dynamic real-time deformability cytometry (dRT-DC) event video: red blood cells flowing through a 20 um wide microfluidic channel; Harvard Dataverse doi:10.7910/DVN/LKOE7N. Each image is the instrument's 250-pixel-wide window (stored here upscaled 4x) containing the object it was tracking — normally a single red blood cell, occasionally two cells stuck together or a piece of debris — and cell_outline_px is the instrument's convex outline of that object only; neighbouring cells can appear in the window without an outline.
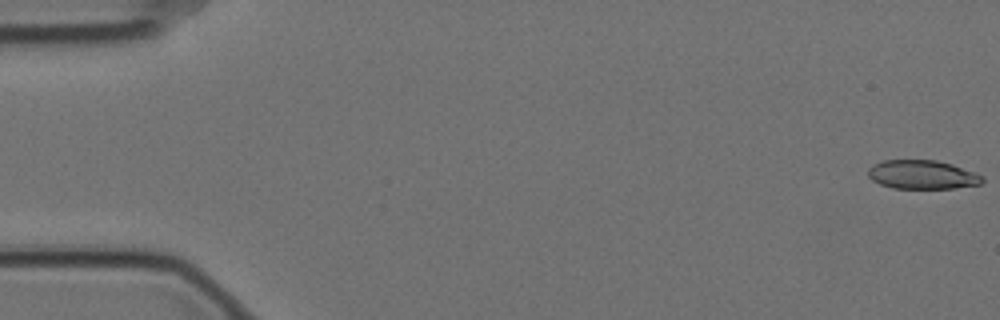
{"species": "Egyptian fruit bat (a non-hibernating species)", "species_latin": "Rousettus aegyptiacus", "temperature_condition": "cold", "stored_images_in_passage": 58, "camera_frame_rate_fps": 3000, "um_per_image_px": 0.085, "animal": {"sex": "female"}, "frame": {"image": 1, "passage_image": 1, "time_ms": 0.0, "image_size_px": [1000, 320], "cell_outline_px": [[984, 180], [980, 184], [952, 188], [892, 188], [880, 184], [872, 180], [868, 176], [868, 168], [872, 164], [884, 160], [936, 160], [952, 164], [984, 176]], "centroid_in_image_um": [78.37, 14.84], "position_along_channel_um": 6.6, "area_um2": 19.19}}
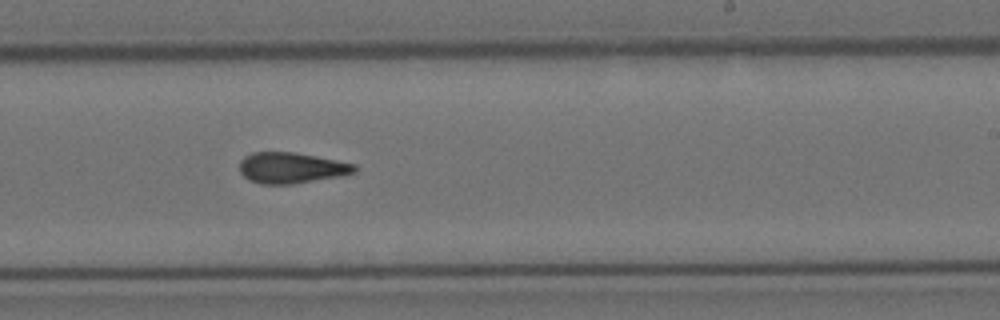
{"frame": {"image": 2, "passage_image": 35, "time_ms": 11.333, "image_size_px": [1000, 320], "cell_outline_px": [[356, 172], [340, 176], [292, 184], [260, 184], [248, 180], [240, 172], [240, 160], [244, 156], [252, 152], [292, 152], [316, 156], [356, 164]], "centroid_in_image_um": [24.74, 14.27], "position_along_channel_um": 264.3, "area_um2": 20.69}}
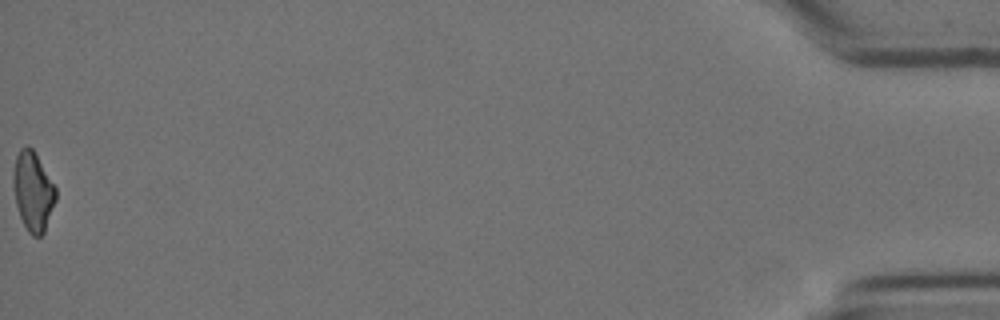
{"frame": {"image": 3, "passage_image": 58, "time_ms": 19.0, "image_size_px": [1000, 320], "cell_outline_px": [[56, 200], [44, 232], [40, 236], [32, 236], [28, 232], [20, 216], [16, 204], [12, 184], [12, 172], [16, 156], [20, 148], [28, 144], [32, 148], [56, 188]], "centroid_in_image_um": [2.78, 16.25], "position_along_channel_um": 432.4, "area_um2": 19.59}, "authors_computed_cell_mechanics": {"area_um2": 20.6057, "velocity_mm_per_s": 3.5186, "shape_relaxation_time_tau1_ms": null, "shape_relaxation_time_tau2_ms": 3.7688, "deformation_change_tau1": null, "deformation_change_tau2": 0.1195}}